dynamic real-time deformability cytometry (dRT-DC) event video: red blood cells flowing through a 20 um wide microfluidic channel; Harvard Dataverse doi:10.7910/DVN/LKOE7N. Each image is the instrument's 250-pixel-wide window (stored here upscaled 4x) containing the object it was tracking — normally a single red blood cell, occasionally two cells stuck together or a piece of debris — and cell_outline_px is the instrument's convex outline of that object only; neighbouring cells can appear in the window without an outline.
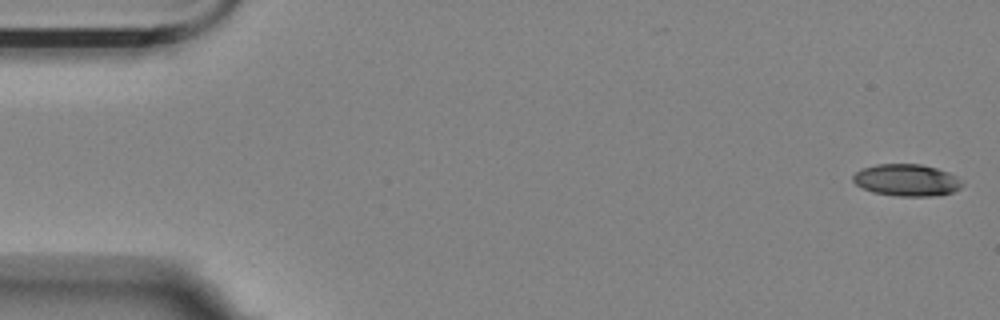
{"species": "Egyptian fruit bat (a non-hibernating species)", "species_latin": "Rousettus aegyptiacus", "temperature_condition": "room temperature", "stored_images_in_passage": 6, "segment_of_instrument_passage": [1, 2], "camera_frame_rate_fps": 3000, "um_per_image_px": 0.085, "animal": {"sex": "female"}, "frame": {"image": 1, "passage_image": 1, "time_ms": 0.0, "image_size_px": [1000, 320], "cell_outline_px": [[964, 184], [960, 188], [952, 192], [936, 196], [896, 196], [872, 192], [856, 184], [852, 180], [852, 176], [856, 172], [864, 168], [876, 164], [920, 164], [936, 168], [948, 172], [956, 176]], "centroid_in_image_um": [77.07, 15.31], "position_along_channel_um": 7.9, "area_um2": 20.29}}
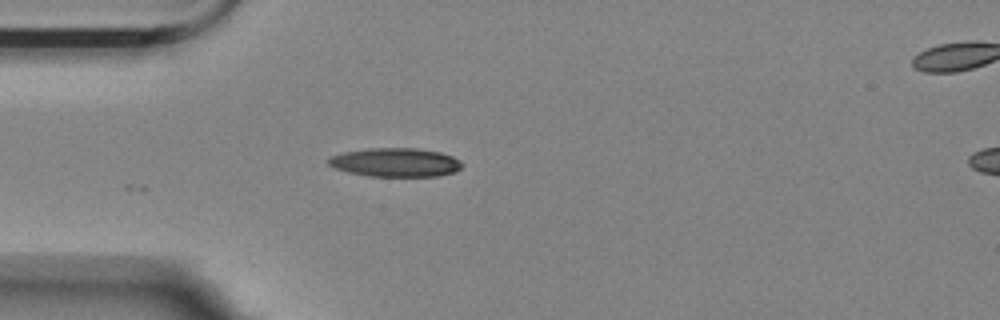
{"frame": {"image": 2, "passage_image": 5, "time_ms": 1.333, "image_size_px": [1000, 320], "cell_outline_px": [[464, 164], [456, 172], [436, 176], [368, 176], [348, 172], [336, 168], [328, 164], [328, 160], [332, 156], [344, 152], [368, 148], [416, 148], [440, 152], [452, 156], [460, 160]], "centroid_in_image_um": [33.65, 13.8], "position_along_channel_um": 51.4, "area_um2": 22.37}}